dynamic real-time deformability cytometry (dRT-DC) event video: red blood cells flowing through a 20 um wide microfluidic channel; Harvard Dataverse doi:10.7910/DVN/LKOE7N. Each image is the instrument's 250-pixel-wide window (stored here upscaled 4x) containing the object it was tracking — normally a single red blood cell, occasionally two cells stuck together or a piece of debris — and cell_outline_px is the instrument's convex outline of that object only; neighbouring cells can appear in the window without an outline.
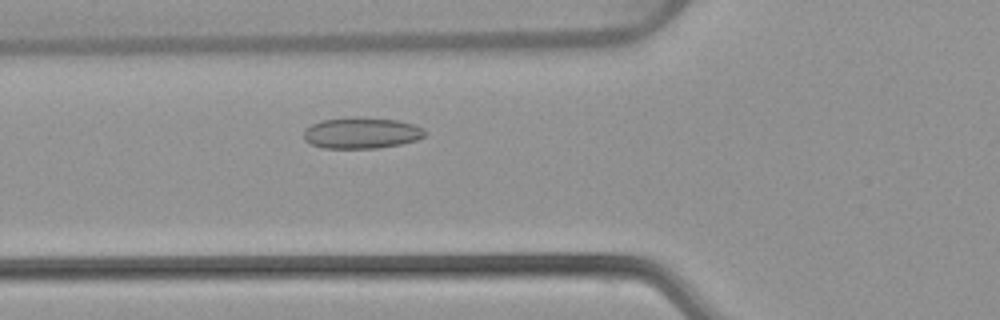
{"species": "common noctule bat (a hibernating species)", "species_latin": "Nyctalus noctula", "temperature_condition": "warm", "stored_images_in_passage": 47, "camera_frame_rate_fps": 3000, "um_per_image_px": 0.085, "animal": {"sex": "female", "body_mass_g": 22.7, "forearm_length_mm": 54.2}, "frame": {"image": 1, "passage_image": 13, "time_ms": 4.0, "image_size_px": [1000, 320], "cell_outline_px": [[428, 132], [424, 136], [416, 140], [400, 144], [376, 148], [320, 148], [304, 140], [304, 132], [312, 124], [320, 120], [396, 120], [412, 124]], "centroid_in_image_um": [30.72, 11.36], "position_along_channel_um": 95.1, "area_um2": 20.87}}
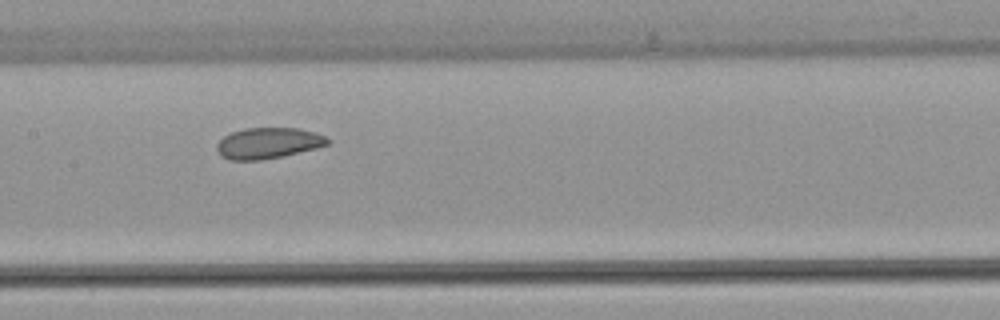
{"frame": {"image": 2, "passage_image": 20, "time_ms": 6.333, "image_size_px": [1000, 320], "cell_outline_px": [[332, 140], [328, 144], [316, 148], [284, 156], [260, 160], [228, 160], [220, 156], [216, 148], [216, 144], [224, 136], [232, 132], [244, 128], [300, 128], [316, 132]], "centroid_in_image_um": [22.79, 12.17], "position_along_channel_um": 184.6, "area_um2": 20.17}}
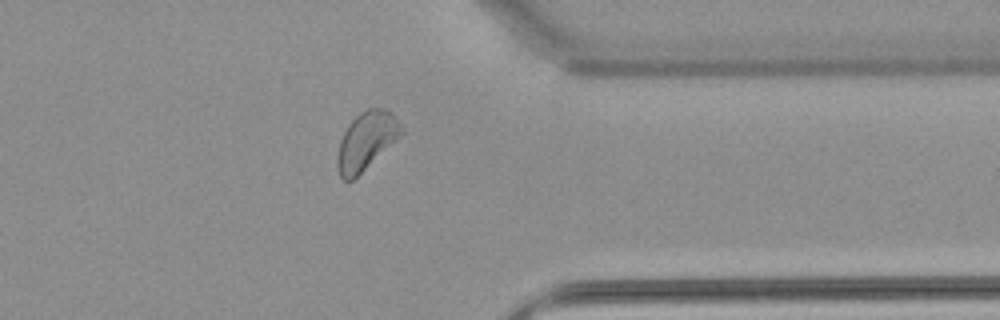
{"frame": {"image": 3, "passage_image": 36, "time_ms": 11.667, "image_size_px": [1000, 320], "cell_outline_px": [[404, 132], [400, 136], [352, 180], [344, 180], [340, 176], [336, 164], [336, 156], [340, 140], [348, 124], [360, 112], [368, 108], [384, 108], [404, 128]], "centroid_in_image_um": [31.09, 11.97], "position_along_channel_um": 380.3, "area_um2": 21.1}, "authors_computed_cell_mechanics": {"area_um2": 21.386, "velocity_mm_per_s": 3.8223, "shape_relaxation_time_tau1_ms": 5.6207, "shape_relaxation_time_tau2_ms": 2.7056, "deformation_change_tau1": 0.0908, "deformation_change_tau2": 0.0657}}